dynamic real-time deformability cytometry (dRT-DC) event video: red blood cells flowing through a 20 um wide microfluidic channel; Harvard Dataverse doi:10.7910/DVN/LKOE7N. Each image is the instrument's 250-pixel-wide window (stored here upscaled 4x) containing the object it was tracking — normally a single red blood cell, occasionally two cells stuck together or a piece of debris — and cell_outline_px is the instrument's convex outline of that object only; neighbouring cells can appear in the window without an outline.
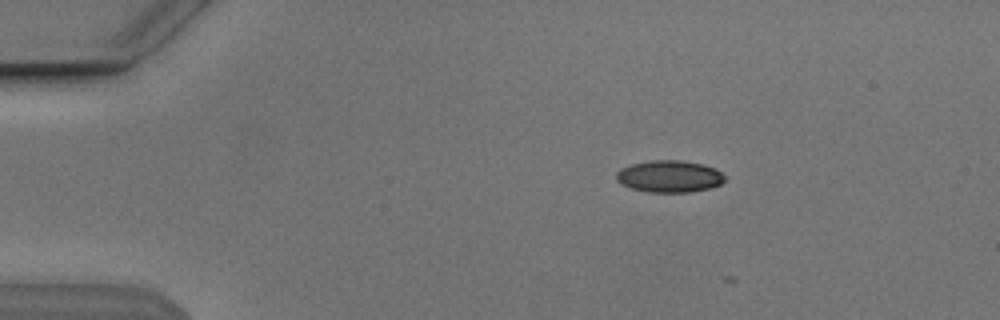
{"species": "Egyptian fruit bat (a non-hibernating species)", "species_latin": "Rousettus aegyptiacus", "temperature_condition": "cold", "stored_images_in_passage": 4, "camera_frame_rate_fps": 3000, "um_per_image_px": 0.085, "animal": {"sex": "male"}, "frame": {"image": 1, "passage_image": 2, "time_ms": 0.333, "image_size_px": [1000, 320], "cell_outline_px": [[724, 180], [720, 184], [708, 188], [688, 192], [648, 192], [632, 188], [616, 180], [616, 172], [620, 168], [632, 164], [648, 160], [680, 160], [704, 164], [716, 168], [724, 176]], "centroid_in_image_um": [56.89, 14.97], "position_along_channel_um": 28.1, "area_um2": 20.11}}